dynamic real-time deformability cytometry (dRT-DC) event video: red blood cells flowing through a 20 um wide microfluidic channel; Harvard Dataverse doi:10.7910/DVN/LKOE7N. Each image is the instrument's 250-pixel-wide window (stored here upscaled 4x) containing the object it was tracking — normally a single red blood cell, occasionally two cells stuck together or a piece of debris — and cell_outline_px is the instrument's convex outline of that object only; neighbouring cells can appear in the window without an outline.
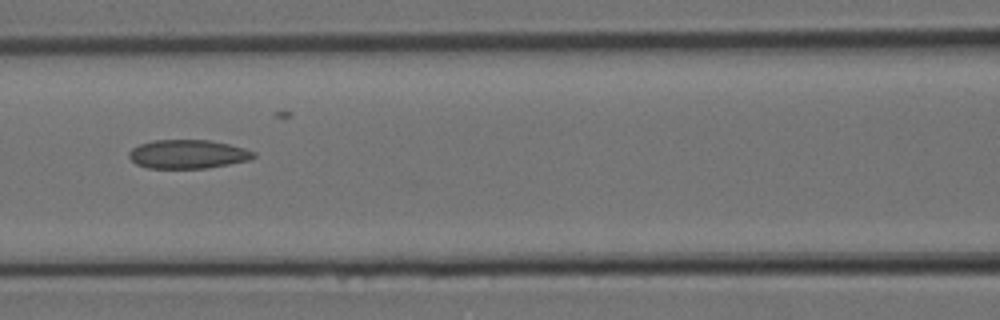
{"species": "Egyptian fruit bat (a non-hibernating species)", "species_latin": "Rousettus aegyptiacus", "temperature_condition": "room temperature", "stored_images_in_passage": 6, "segment_of_instrument_passage": [1, 2], "camera_frame_rate_fps": 3000, "um_per_image_px": 0.085, "animal": {"sex": "female"}, "frame": {"image": 1, "passage_image": 4, "time_ms": 1.0, "image_size_px": [1000, 320], "cell_outline_px": [[256, 156], [248, 160], [228, 164], [204, 168], [148, 168], [136, 164], [128, 156], [128, 152], [132, 148], [140, 144], [152, 140], [208, 140], [228, 144], [244, 148], [256, 152]], "centroid_in_image_um": [15.94, 13.1], "position_along_channel_um": 150.7, "area_um2": 20.81}}
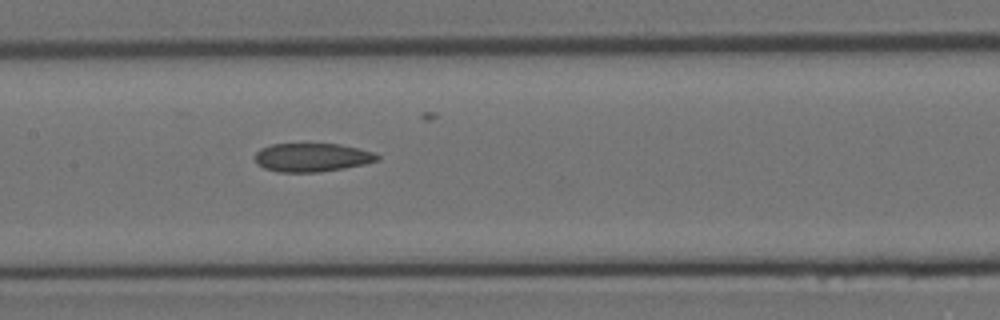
{"frame": {"image": 2, "passage_image": 5, "time_ms": 1.333, "image_size_px": [1000, 320], "cell_outline_px": [[380, 160], [364, 164], [344, 168], [320, 172], [280, 172], [264, 168], [256, 164], [256, 152], [260, 148], [272, 144], [340, 144], [372, 152], [380, 156]], "centroid_in_image_um": [26.51, 13.38], "position_along_channel_um": 180.9, "area_um2": 20.29}}